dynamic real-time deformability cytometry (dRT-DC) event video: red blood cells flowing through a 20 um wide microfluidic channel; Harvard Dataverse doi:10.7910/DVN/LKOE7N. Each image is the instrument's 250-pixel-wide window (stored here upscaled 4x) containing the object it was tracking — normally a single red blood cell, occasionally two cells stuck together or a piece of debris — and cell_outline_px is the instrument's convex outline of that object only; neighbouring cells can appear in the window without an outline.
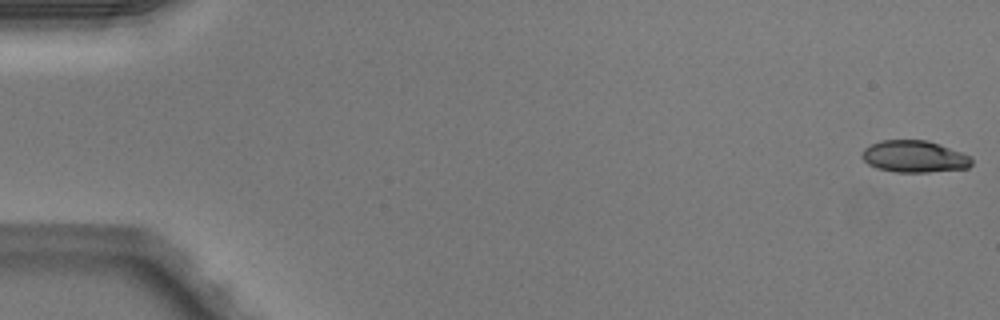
{"species": "Egyptian fruit bat (a non-hibernating species)", "species_latin": "Rousettus aegyptiacus", "temperature_condition": "warm", "stored_images_in_passage": 50, "camera_frame_rate_fps": 3000, "um_per_image_px": 0.085, "animal": {"sex": "male"}, "frame": {"image": 1, "passage_image": 1, "time_ms": 0.0, "image_size_px": [1000, 320], "cell_outline_px": [[972, 164], [968, 168], [928, 172], [896, 172], [876, 168], [868, 164], [860, 156], [864, 148], [880, 140], [928, 140], [940, 144], [972, 156]], "centroid_in_image_um": [77.72, 13.3], "position_along_channel_um": 7.3, "area_um2": 20.52}}
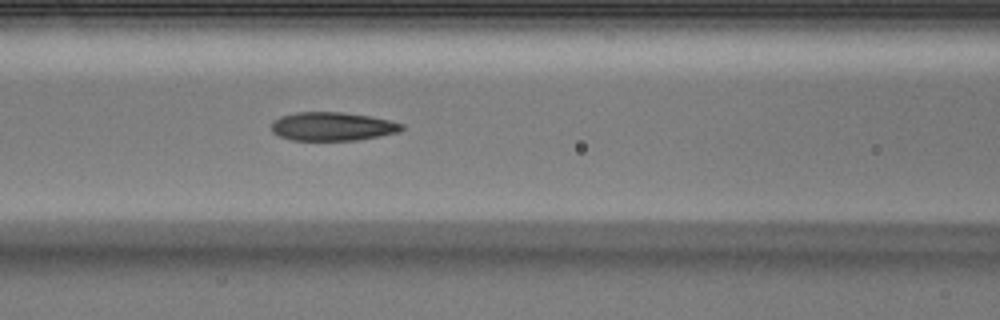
{"frame": {"image": 2, "passage_image": 22, "time_ms": 7.0, "image_size_px": [1000, 320], "cell_outline_px": [[404, 128], [400, 132], [356, 140], [292, 140], [280, 136], [272, 132], [272, 120], [280, 116], [296, 112], [344, 112], [368, 116], [388, 120], [404, 124]], "centroid_in_image_um": [28.24, 10.74], "position_along_channel_um": 138.4, "area_um2": 21.68}}
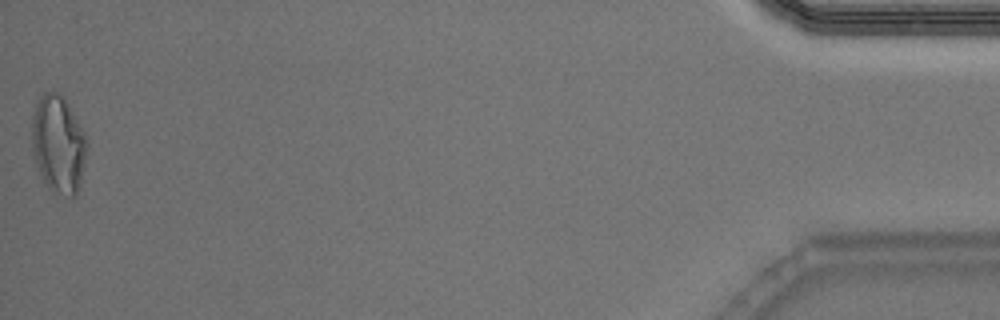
{"frame": {"image": 3, "passage_image": 50, "time_ms": 16.333, "image_size_px": [1000, 320], "cell_outline_px": [[88, 144], [76, 196], [68, 196], [52, 192], [48, 188], [40, 172], [32, 148], [32, 112], [40, 96], [44, 92], [56, 92], [64, 100], [84, 132]], "centroid_in_image_um": [4.94, 12.26], "position_along_channel_um": 430.3, "area_um2": 30.63}, "authors_computed_cell_mechanics": {"area_um2": 21.964, "velocity_mm_per_s": 4.1206, "shape_relaxation_time_tau1_ms": 4.4736, "shape_relaxation_time_tau2_ms": 2.0597, "deformation_change_tau1": 0.176, "deformation_change_tau2": 0.0979}}